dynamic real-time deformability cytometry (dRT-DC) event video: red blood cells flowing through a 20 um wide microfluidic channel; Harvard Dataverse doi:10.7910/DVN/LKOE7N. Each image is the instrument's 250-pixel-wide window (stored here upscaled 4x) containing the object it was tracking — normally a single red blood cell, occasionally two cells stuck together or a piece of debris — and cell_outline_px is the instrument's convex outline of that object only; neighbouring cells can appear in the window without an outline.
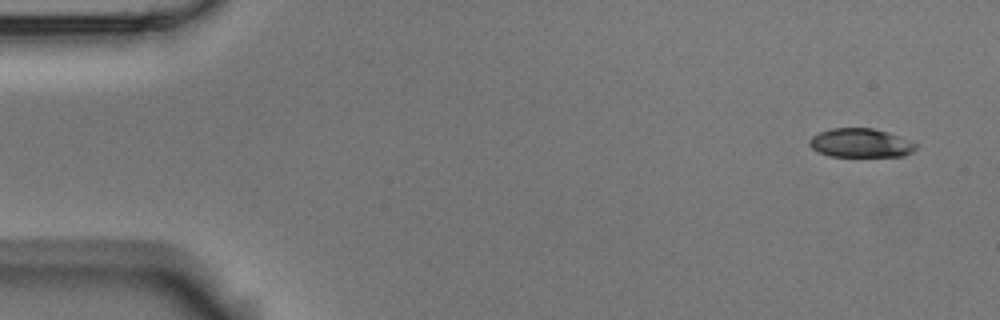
{"species": "Egyptian fruit bat (a non-hibernating species)", "species_latin": "Rousettus aegyptiacus", "temperature_condition": "room temperature", "stored_images_in_passage": 4, "camera_frame_rate_fps": 3000, "um_per_image_px": 0.085, "animal": {"sex": "male"}, "frame": {"image": 1, "passage_image": 1, "time_ms": 0.0, "image_size_px": [1000, 320], "cell_outline_px": [[916, 148], [912, 152], [904, 156], [828, 156], [816, 152], [808, 144], [808, 140], [812, 136], [820, 132], [832, 128], [872, 128], [888, 132], [900, 136], [916, 144]], "centroid_in_image_um": [73.11, 12.15], "position_along_channel_um": 11.9, "area_um2": 17.98}}
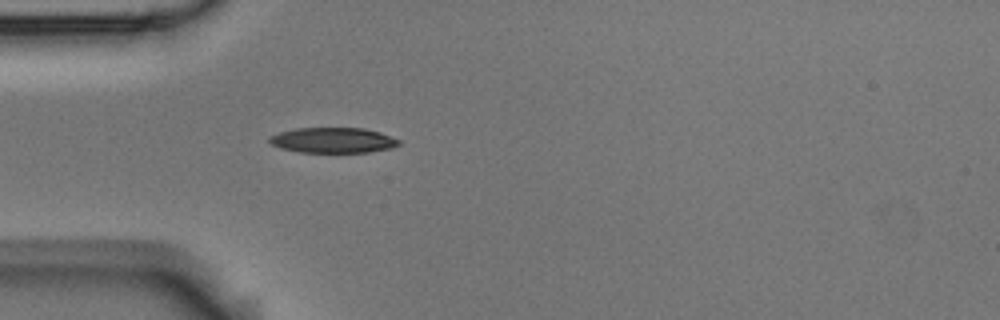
{"frame": {"image": 2, "passage_image": 4, "time_ms": 1.0, "image_size_px": [1000, 320], "cell_outline_px": [[400, 144], [392, 148], [368, 152], [300, 152], [280, 148], [272, 144], [268, 140], [268, 136], [280, 132], [296, 128], [364, 128], [380, 132], [400, 140]], "centroid_in_image_um": [28.3, 11.92], "position_along_channel_um": 56.7, "area_um2": 19.13}}